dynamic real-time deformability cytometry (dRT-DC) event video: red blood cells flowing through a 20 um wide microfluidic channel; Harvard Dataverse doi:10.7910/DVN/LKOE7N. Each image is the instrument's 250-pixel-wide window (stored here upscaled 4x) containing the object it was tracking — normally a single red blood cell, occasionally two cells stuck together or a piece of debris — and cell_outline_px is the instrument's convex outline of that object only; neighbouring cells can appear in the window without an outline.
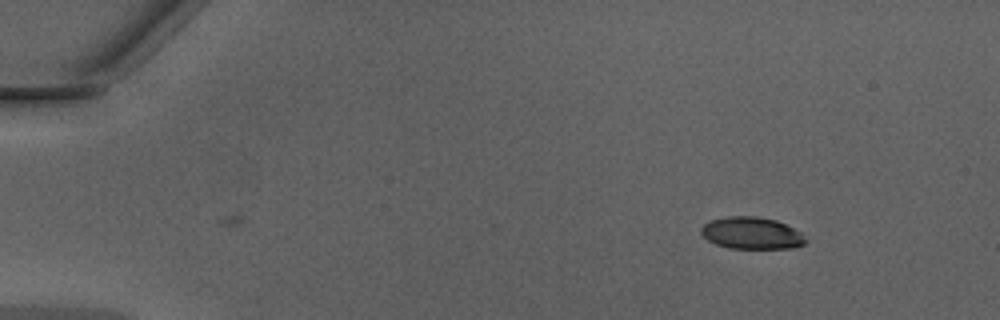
{"species": "Egyptian fruit bat (a non-hibernating species)", "species_latin": "Rousettus aegyptiacus", "temperature_condition": "warm", "stored_images_in_passage": 24, "camera_frame_rate_fps": 3000, "um_per_image_px": 0.085, "animal": {"sex": "male"}, "frame": {"image": 1, "passage_image": 1, "time_ms": 0.0, "image_size_px": [1000, 320], "cell_outline_px": [[808, 240], [804, 244], [792, 248], [728, 248], [716, 244], [708, 240], [700, 232], [700, 228], [708, 220], [728, 216], [756, 216], [776, 220], [800, 232]], "centroid_in_image_um": [63.86, 19.81], "position_along_channel_um": 21.1, "area_um2": 19.48}}
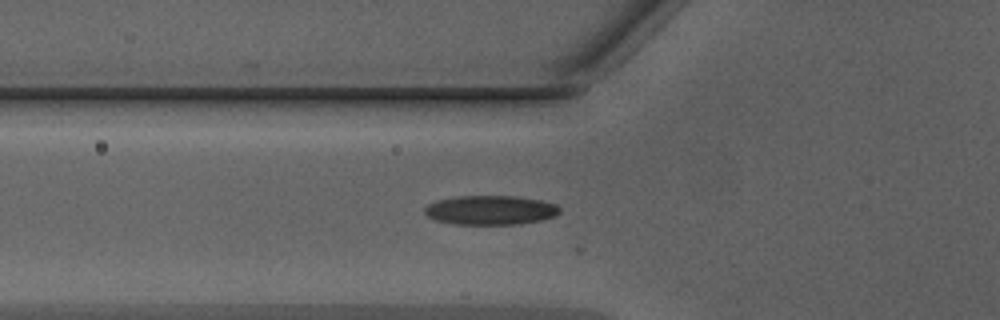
{"frame": {"image": 2, "passage_image": 13, "time_ms": 4.0, "image_size_px": [1000, 320], "cell_outline_px": [[560, 212], [556, 216], [540, 220], [516, 224], [452, 224], [436, 220], [428, 216], [424, 212], [424, 208], [428, 204], [436, 200], [456, 196], [516, 196], [540, 200], [556, 204], [560, 208]], "centroid_in_image_um": [41.68, 17.85], "position_along_channel_um": 84.1, "area_um2": 23.06}}
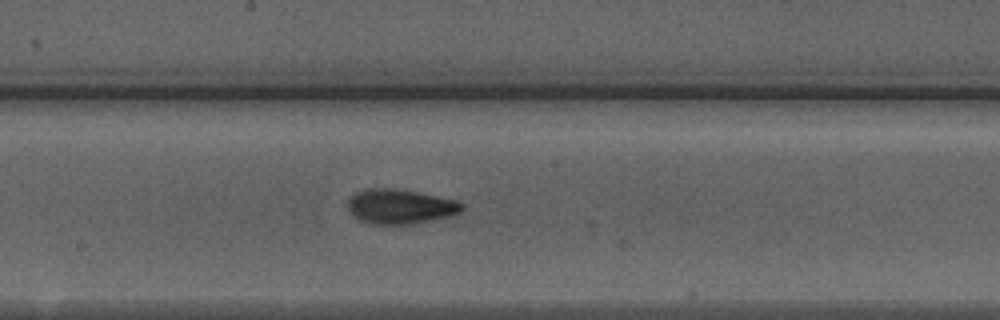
{"frame": {"image": 3, "passage_image": 22, "time_ms": 7.0, "image_size_px": [1000, 320], "cell_outline_px": [[464, 208], [460, 212], [448, 216], [408, 224], [368, 224], [352, 216], [348, 212], [348, 200], [356, 192], [368, 188], [388, 188], [420, 192], [456, 200], [464, 204]], "centroid_in_image_um": [33.98, 17.55], "position_along_channel_um": 214.2, "area_um2": 23.0}}